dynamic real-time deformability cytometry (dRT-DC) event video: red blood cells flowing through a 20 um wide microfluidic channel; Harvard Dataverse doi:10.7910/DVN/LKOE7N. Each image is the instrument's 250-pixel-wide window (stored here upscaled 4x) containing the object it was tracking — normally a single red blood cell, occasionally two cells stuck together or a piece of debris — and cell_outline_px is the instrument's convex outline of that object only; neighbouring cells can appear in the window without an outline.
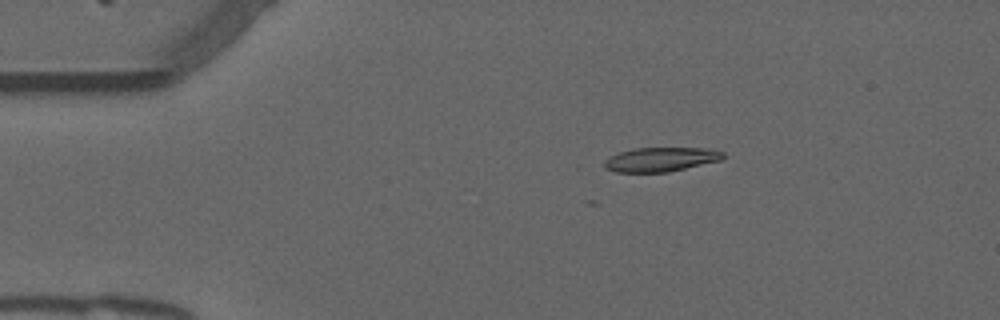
{"species": "common noctule bat (a hibernating species)", "species_latin": "Nyctalus noctula", "temperature_condition": "warm", "stored_images_in_passage": 9, "camera_frame_rate_fps": 3000, "um_per_image_px": 0.085, "animal": {"sex": "male", "forearm_length_mm": 52.5}, "frame": {"image": 1, "passage_image": 1, "time_ms": 0.0, "image_size_px": [1000, 320], "cell_outline_px": [[724, 156], [720, 160], [668, 172], [616, 172], [604, 168], [604, 160], [620, 152], [636, 148], [712, 148], [724, 152]], "centroid_in_image_um": [56.17, 13.55], "position_along_channel_um": 28.8, "area_um2": 16.65}}
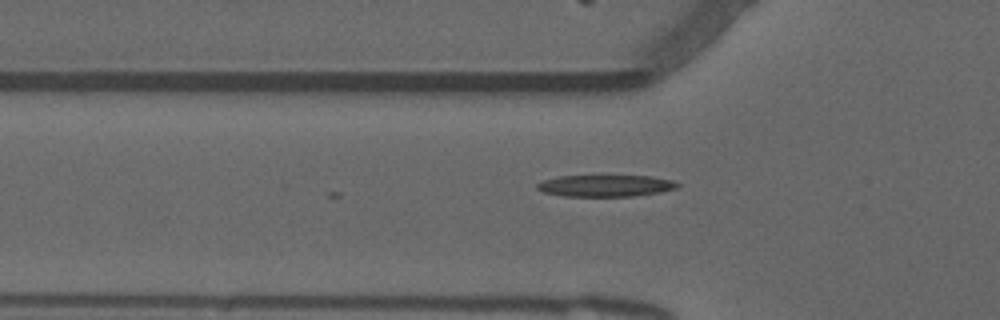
{"frame": {"image": 2, "passage_image": 9, "time_ms": 2.667, "image_size_px": [1000, 320], "cell_outline_px": [[680, 184], [676, 188], [660, 192], [632, 196], [564, 196], [544, 192], [536, 188], [536, 184], [544, 180], [560, 176], [600, 172], [652, 176], [672, 180]], "centroid_in_image_um": [51.47, 15.72], "position_along_channel_um": 74.3, "area_um2": 18.9}}